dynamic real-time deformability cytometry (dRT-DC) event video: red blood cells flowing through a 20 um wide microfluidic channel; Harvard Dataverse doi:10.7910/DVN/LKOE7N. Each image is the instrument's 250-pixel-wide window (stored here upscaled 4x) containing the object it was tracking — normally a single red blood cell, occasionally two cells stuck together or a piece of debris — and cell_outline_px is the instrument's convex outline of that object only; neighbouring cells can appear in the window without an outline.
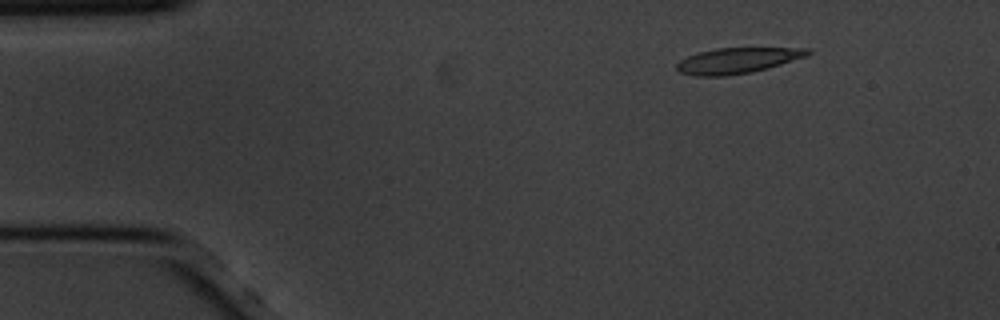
{"species": "common noctule bat (a hibernating species)", "species_latin": "Nyctalus noctula", "temperature_condition": "cold", "stored_images_in_passage": 51, "camera_frame_rate_fps": 3000, "um_per_image_px": 0.085, "animal": {"sex": "male", "body_mass_g": 20.1, "forearm_length_mm": 53.5}, "frame": {"image": 1, "passage_image": 1, "time_ms": 0.0, "image_size_px": [1000, 320], "cell_outline_px": [[812, 52], [808, 56], [768, 68], [752, 72], [728, 76], [696, 76], [680, 72], [676, 68], [676, 64], [680, 60], [688, 56], [700, 52], [716, 48], [812, 48]], "centroid_in_image_um": [62.72, 5.15], "position_along_channel_um": 22.3, "area_um2": 19.65}}
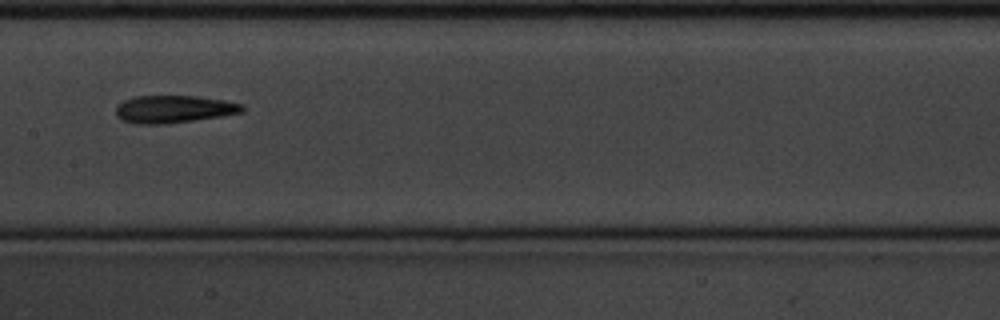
{"frame": {"image": 2, "passage_image": 22, "time_ms": 7.0, "image_size_px": [1000, 320], "cell_outline_px": [[244, 112], [220, 116], [164, 124], [136, 124], [120, 120], [116, 116], [116, 108], [124, 100], [136, 96], [196, 96], [224, 100], [244, 104]], "centroid_in_image_um": [14.76, 9.28], "position_along_channel_um": 192.6, "area_um2": 20.23}}
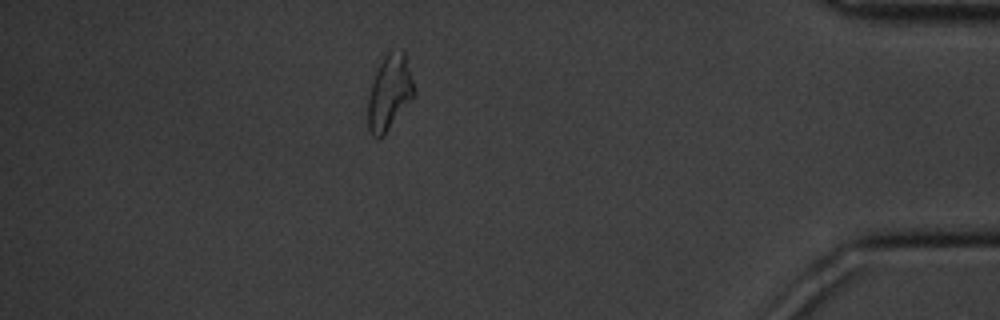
{"frame": {"image": 3, "passage_image": 44, "time_ms": 14.333, "image_size_px": [1000, 320], "cell_outline_px": [[416, 96], [384, 136], [376, 140], [372, 136], [368, 128], [368, 100], [372, 84], [376, 72], [384, 56], [388, 52], [404, 52], [416, 92]], "centroid_in_image_um": [33.12, 7.96], "position_along_channel_um": 402.1, "area_um2": 20.17}, "authors_computed_cell_mechanics": {"area_um2": 20.1722, "velocity_mm_per_s": 3.4528, "shape_relaxation_time_tau1_ms": 5.0373, "shape_relaxation_time_tau2_ms": 8.3794, "deformation_change_tau1": 0.1855, "deformation_change_tau2": 0.2068}}